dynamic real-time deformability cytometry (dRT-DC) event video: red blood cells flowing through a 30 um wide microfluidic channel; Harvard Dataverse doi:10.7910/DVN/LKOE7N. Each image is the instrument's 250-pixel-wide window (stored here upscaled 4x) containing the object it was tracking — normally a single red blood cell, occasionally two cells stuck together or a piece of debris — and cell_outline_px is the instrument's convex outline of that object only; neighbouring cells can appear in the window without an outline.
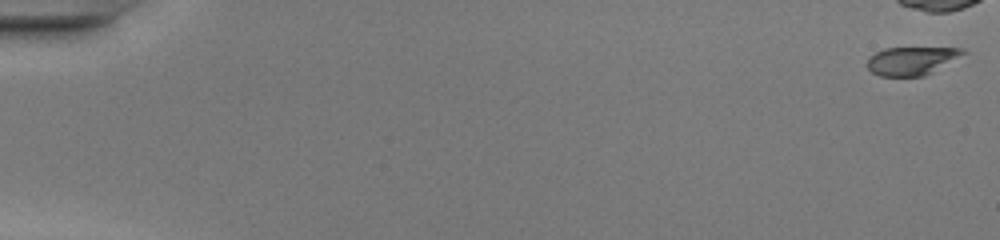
{"species": "common noctule bat (a hibernating species)", "species_latin": "Nyctalus noctula", "temperature_condition": "warm", "stored_images_in_passage": 40, "camera_frame_rate_fps": 3000, "um_per_image_px": 0.085, "animal": {"sex": "female", "body_mass_g": 20.0, "forearm_length_mm": 54.0}, "frame": {"image": 1, "passage_image": 1, "time_ms": 0.0, "image_size_px": [1000, 240], "cell_outline_px": [[968, 52], [932, 72], [924, 76], [880, 76], [872, 72], [868, 68], [868, 56], [884, 48], [964, 48]], "centroid_in_image_um": [77.48, 5.16], "position_along_channel_um": 7.5, "area_um2": 15.66}}
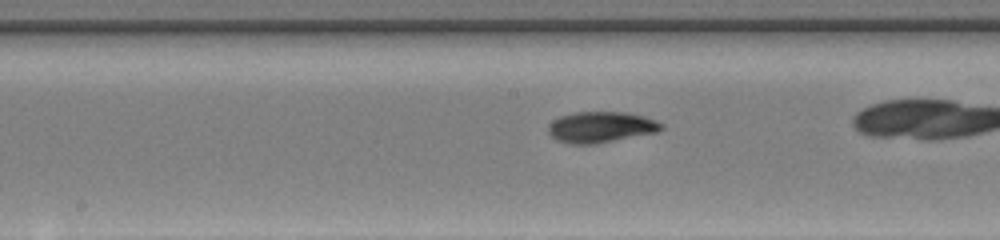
{"frame": {"image": 2, "passage_image": 27, "time_ms": 8.667, "image_size_px": [1000, 240], "cell_outline_px": [[664, 128], [660, 132], [596, 144], [572, 144], [556, 140], [548, 132], [548, 124], [552, 120], [560, 116], [576, 112], [624, 112], [644, 116], [656, 120], [664, 124]], "centroid_in_image_um": [51.11, 10.81], "position_along_channel_um": 197.1, "area_um2": 20.69}}
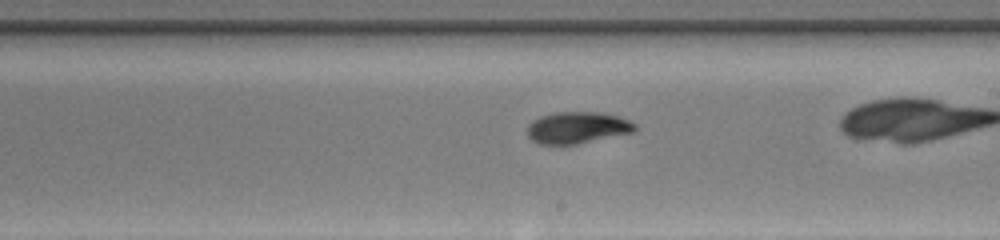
{"frame": {"image": 3, "passage_image": 30, "time_ms": 9.667, "image_size_px": [1000, 240], "cell_outline_px": [[636, 128], [632, 132], [576, 144], [540, 144], [532, 140], [528, 136], [528, 124], [532, 120], [540, 116], [552, 112], [600, 112], [616, 116], [628, 120], [636, 124]], "centroid_in_image_um": [49.03, 10.84], "position_along_channel_um": 240.0, "area_um2": 19.71}}